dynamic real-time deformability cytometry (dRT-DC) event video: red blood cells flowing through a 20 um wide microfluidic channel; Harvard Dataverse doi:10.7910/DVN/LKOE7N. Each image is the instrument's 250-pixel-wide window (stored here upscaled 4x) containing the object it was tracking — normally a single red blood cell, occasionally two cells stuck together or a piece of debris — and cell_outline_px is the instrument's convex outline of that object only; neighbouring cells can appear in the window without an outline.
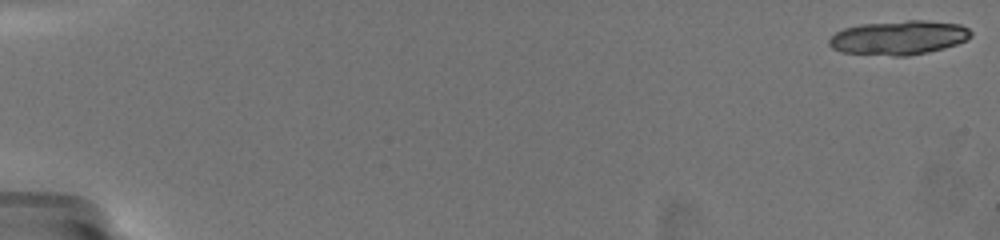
{"species": "common noctule bat (a hibernating species)", "species_latin": "Nyctalus noctula", "temperature_condition": "warm", "stored_images_in_passage": 17, "camera_frame_rate_fps": 3000, "um_per_image_px": 0.085, "animal": {"sex": "female", "body_mass_g": 19.5, "forearm_length_mm": 54.1}, "frame": {"image": 1, "passage_image": 1, "time_ms": 0.0, "image_size_px": [1000, 240], "cell_outline_px": [[972, 36], [956, 44], [944, 48], [928, 52], [908, 56], [892, 56], [840, 52], [832, 48], [828, 44], [828, 40], [836, 32], [844, 28], [860, 24], [908, 20], [924, 20], [960, 24], [968, 28], [972, 32]], "centroid_in_image_um": [76.38, 3.2], "position_along_channel_um": 8.6, "area_um2": 28.32}}
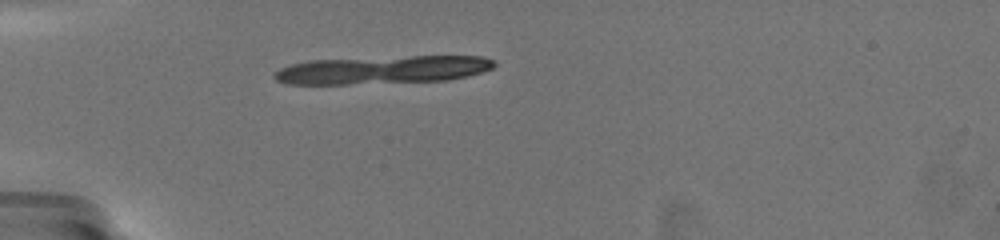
{"frame": {"image": 2, "passage_image": 13, "time_ms": 6.0, "image_size_px": [1000, 240], "cell_outline_px": [[496, 64], [492, 68], [468, 76], [448, 80], [348, 84], [284, 84], [276, 80], [272, 76], [272, 72], [288, 64], [308, 60], [412, 56], [484, 56], [496, 60]], "centroid_in_image_um": [32.47, 5.93], "position_along_channel_um": 52.5, "area_um2": 36.18}}